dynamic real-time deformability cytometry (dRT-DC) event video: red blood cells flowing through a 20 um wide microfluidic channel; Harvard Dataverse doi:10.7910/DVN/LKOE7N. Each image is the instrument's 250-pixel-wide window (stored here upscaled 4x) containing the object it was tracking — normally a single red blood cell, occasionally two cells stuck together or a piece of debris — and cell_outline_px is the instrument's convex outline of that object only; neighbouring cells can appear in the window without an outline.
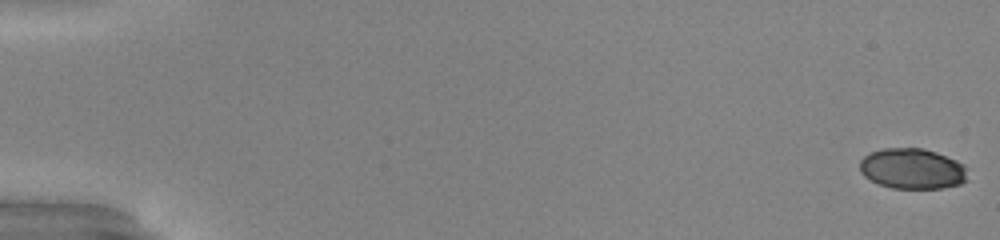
{"species": "common noctule bat (a hibernating species)", "species_latin": "Nyctalus noctula", "temperature_condition": "warm", "stored_images_in_passage": 48, "camera_frame_rate_fps": 3000, "um_per_image_px": 0.085, "animal": {"sex": "male", "body_mass_g": 20.0, "forearm_length_mm": 53.3}, "frame": {"image": 1, "passage_image": 1, "time_ms": 0.0, "image_size_px": [1000, 240], "cell_outline_px": [[968, 180], [960, 184], [944, 188], [892, 188], [880, 184], [864, 176], [860, 172], [860, 160], [864, 156], [872, 152], [884, 148], [920, 148], [936, 152], [956, 160], [964, 164]], "centroid_in_image_um": [77.56, 14.34], "position_along_channel_um": 7.4, "area_um2": 25.43}}
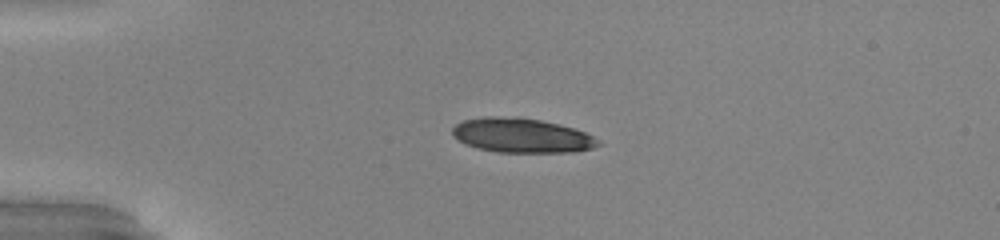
{"frame": {"image": 2, "passage_image": 14, "time_ms": 4.333, "image_size_px": [1000, 240], "cell_outline_px": [[600, 144], [592, 148], [572, 152], [496, 152], [476, 148], [464, 144], [452, 136], [452, 128], [456, 124], [464, 120], [488, 116], [496, 116], [540, 120], [572, 128], [584, 132], [592, 136]], "centroid_in_image_um": [44.27, 11.53], "position_along_channel_um": 40.7, "area_um2": 28.9}}